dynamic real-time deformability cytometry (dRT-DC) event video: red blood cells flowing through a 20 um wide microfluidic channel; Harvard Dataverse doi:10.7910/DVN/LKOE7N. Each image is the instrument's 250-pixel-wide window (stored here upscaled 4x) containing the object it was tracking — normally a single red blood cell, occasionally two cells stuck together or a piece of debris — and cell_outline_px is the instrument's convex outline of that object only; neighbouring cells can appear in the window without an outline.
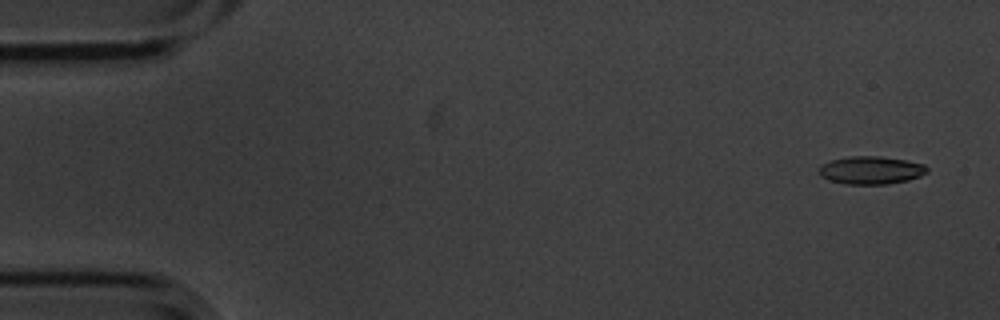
{"species": "common noctule bat (a hibernating species)", "species_latin": "Nyctalus noctula", "temperature_condition": "cold", "stored_images_in_passage": 4, "camera_frame_rate_fps": 3000, "um_per_image_px": 0.085, "animal": {"sex": "male", "body_mass_g": 20.1, "forearm_length_mm": 53.5}, "frame": {"image": 1, "passage_image": 1, "time_ms": 0.0, "image_size_px": [1000, 320], "cell_outline_px": [[928, 172], [920, 176], [908, 180], [888, 184], [848, 184], [828, 180], [820, 176], [816, 172], [816, 168], [820, 164], [832, 160], [848, 156], [880, 156], [904, 160], [924, 164], [928, 168]], "centroid_in_image_um": [73.97, 14.46], "position_along_channel_um": 11.0, "area_um2": 17.8}}
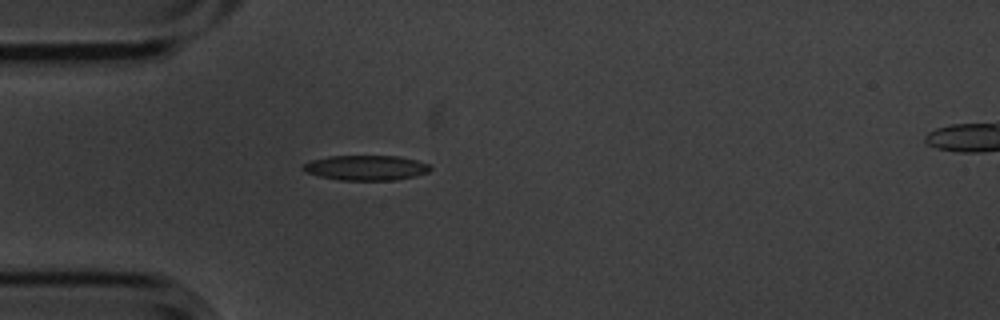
{"frame": {"image": 2, "passage_image": 4, "time_ms": 1.0, "image_size_px": [1000, 320], "cell_outline_px": [[432, 168], [428, 172], [416, 176], [396, 180], [340, 180], [320, 176], [304, 172], [300, 168], [304, 164], [312, 160], [328, 156], [396, 156], [416, 160], [428, 164]], "centroid_in_image_um": [31.1, 14.26], "position_along_channel_um": 53.9, "area_um2": 18.55}}